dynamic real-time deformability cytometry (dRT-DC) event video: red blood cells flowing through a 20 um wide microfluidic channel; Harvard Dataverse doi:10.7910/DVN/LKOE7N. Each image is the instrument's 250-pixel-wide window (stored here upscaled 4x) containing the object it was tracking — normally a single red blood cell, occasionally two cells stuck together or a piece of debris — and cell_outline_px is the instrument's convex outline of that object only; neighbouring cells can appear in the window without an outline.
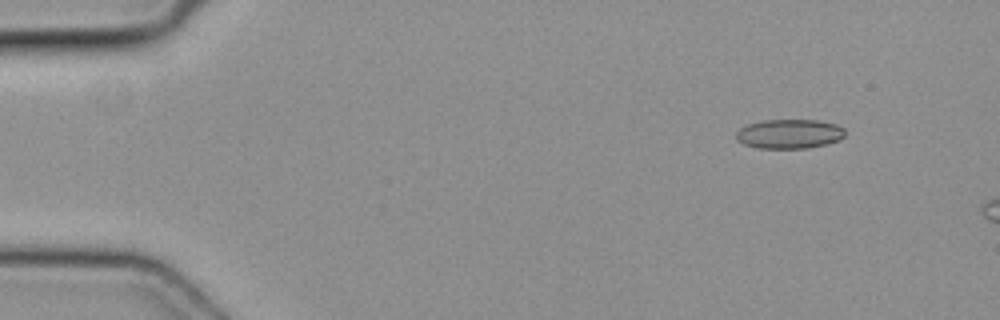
{"species": "common noctule bat (a hibernating species)", "species_latin": "Nyctalus noctula", "temperature_condition": "cold", "stored_images_in_passage": 7, "camera_frame_rate_fps": 3000, "um_per_image_px": 0.085, "animal": {"sex": "female", "body_mass_g": 19.3, "forearm_length_mm": 54.1}, "frame": {"image": 1, "passage_image": 1, "time_ms": 0.0, "image_size_px": [1000, 320], "cell_outline_px": [[844, 136], [840, 140], [808, 148], [756, 148], [744, 144], [736, 140], [736, 132], [740, 128], [748, 124], [764, 120], [816, 120], [836, 124], [844, 128]], "centroid_in_image_um": [67.08, 11.38], "position_along_channel_um": 17.9, "area_um2": 18.61}}